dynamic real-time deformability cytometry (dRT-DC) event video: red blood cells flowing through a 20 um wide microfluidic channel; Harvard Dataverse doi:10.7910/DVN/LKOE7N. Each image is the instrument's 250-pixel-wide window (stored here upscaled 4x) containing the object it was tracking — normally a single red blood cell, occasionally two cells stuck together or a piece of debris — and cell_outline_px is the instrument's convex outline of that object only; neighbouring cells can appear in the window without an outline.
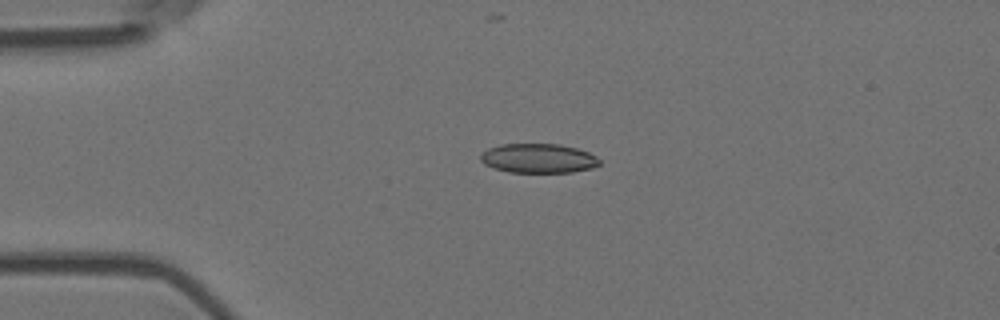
{"species": "Egyptian fruit bat (a non-hibernating species)", "species_latin": "Rousettus aegyptiacus", "temperature_condition": "room temperature", "stored_images_in_passage": 4, "camera_frame_rate_fps": 3000, "um_per_image_px": 0.085, "animal": {"sex": "female"}, "frame": {"image": 1, "passage_image": 4, "time_ms": 1.0, "image_size_px": [1000, 320], "cell_outline_px": [[600, 164], [592, 168], [572, 172], [508, 172], [492, 168], [484, 164], [480, 160], [480, 156], [488, 148], [500, 144], [560, 144], [576, 148], [588, 152], [596, 156], [600, 160]], "centroid_in_image_um": [45.75, 13.46], "position_along_channel_um": 39.3, "area_um2": 20.4}}